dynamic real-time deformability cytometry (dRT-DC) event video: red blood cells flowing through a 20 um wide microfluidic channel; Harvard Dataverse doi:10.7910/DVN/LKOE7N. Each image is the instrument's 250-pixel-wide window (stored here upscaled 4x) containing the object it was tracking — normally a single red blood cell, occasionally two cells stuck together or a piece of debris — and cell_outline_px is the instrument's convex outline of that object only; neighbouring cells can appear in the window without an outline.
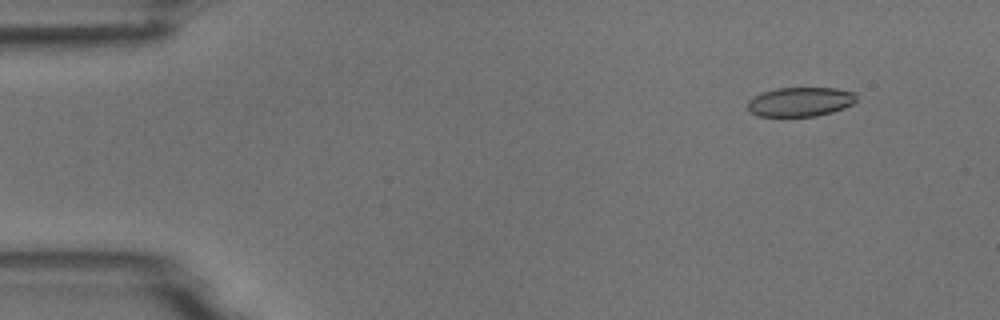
{"species": "common noctule bat (a hibernating species)", "species_latin": "Nyctalus noctula", "temperature_condition": "room temperature", "stored_images_in_passage": 5, "camera_frame_rate_fps": 3000, "um_per_image_px": 0.085, "animal": {"sex": "male", "body_mass_g": 18.8}, "frame": {"image": 1, "passage_image": 2, "time_ms": 1.0, "image_size_px": [1000, 320], "cell_outline_px": [[856, 100], [852, 104], [844, 108], [832, 112], [816, 116], [760, 116], [752, 112], [748, 108], [748, 100], [752, 96], [776, 88], [836, 88], [856, 92]], "centroid_in_image_um": [68.04, 8.64], "position_along_channel_um": 17.0, "area_um2": 18.55}}
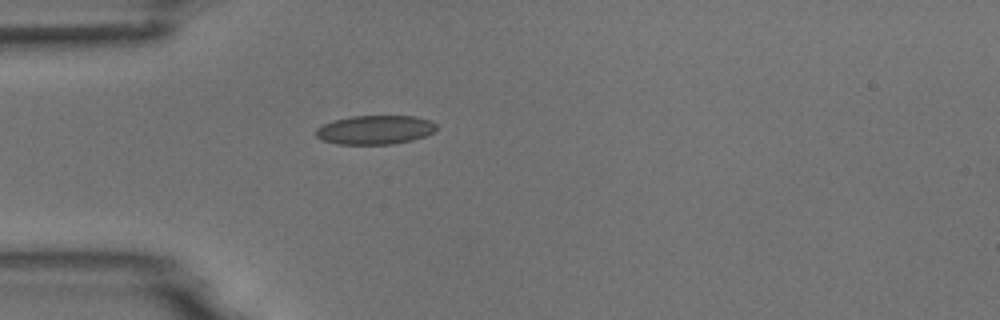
{"frame": {"image": 2, "passage_image": 5, "time_ms": 4.333, "image_size_px": [1000, 320], "cell_outline_px": [[436, 132], [412, 140], [392, 144], [336, 144], [320, 140], [316, 136], [316, 128], [324, 124], [336, 120], [352, 116], [412, 116], [432, 120], [436, 124]], "centroid_in_image_um": [31.9, 11.04], "position_along_channel_um": 53.1, "area_um2": 20.4}}